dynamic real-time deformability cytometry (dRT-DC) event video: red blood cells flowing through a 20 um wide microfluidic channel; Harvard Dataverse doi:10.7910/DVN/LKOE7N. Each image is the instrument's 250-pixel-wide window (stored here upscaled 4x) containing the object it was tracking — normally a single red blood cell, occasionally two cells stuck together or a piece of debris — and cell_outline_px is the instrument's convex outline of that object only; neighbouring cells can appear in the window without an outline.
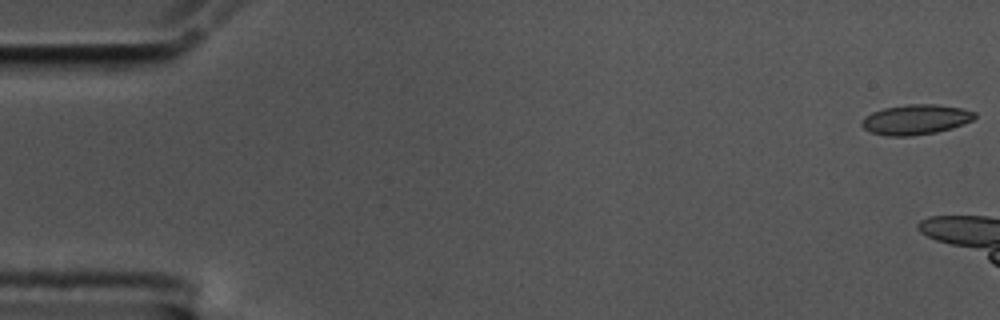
{"species": "common noctule bat (a hibernating species)", "species_latin": "Nyctalus noctula", "temperature_condition": "cold", "stored_images_in_passage": 10, "camera_frame_rate_fps": 3000, "um_per_image_px": 0.085, "animal": {"sex": "male", "body_mass_g": 17.5, "forearm_length_mm": 52.3}, "frame": {"image": 1, "passage_image": 1, "time_ms": 0.0, "image_size_px": [1000, 320], "cell_outline_px": [[976, 116], [972, 120], [964, 124], [952, 128], [936, 132], [912, 136], [888, 136], [872, 132], [864, 128], [860, 124], [860, 120], [864, 116], [872, 112], [884, 108], [908, 104], [936, 104], [960, 108], [976, 112]], "centroid_in_image_um": [77.82, 10.16], "position_along_channel_um": 7.2, "area_um2": 19.83}}